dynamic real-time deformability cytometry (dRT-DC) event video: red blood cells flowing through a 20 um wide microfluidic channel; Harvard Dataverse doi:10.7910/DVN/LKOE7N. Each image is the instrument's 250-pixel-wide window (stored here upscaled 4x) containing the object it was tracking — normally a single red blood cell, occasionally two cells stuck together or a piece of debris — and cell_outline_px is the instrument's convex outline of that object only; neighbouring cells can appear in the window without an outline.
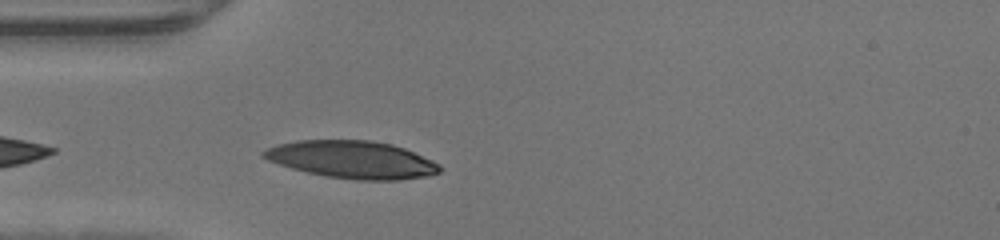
{"species": "human", "species_latin": "Homo sapiens", "temperature_condition": "warm", "stored_images_in_passage": 27, "camera_frame_rate_fps": 3000, "um_per_image_px": 0.085, "donor": {"sex": "male"}, "frame": {"image": 1, "passage_image": 2, "time_ms": 0.333, "image_size_px": [1000, 240], "cell_outline_px": [[444, 168], [440, 172], [428, 176], [400, 180], [356, 180], [324, 176], [292, 168], [268, 160], [260, 156], [260, 152], [276, 144], [296, 140], [372, 140], [392, 144], [404, 148], [432, 160], [440, 164]], "centroid_in_image_um": [29.94, 13.56], "position_along_channel_um": 55.1, "area_um2": 38.73}}
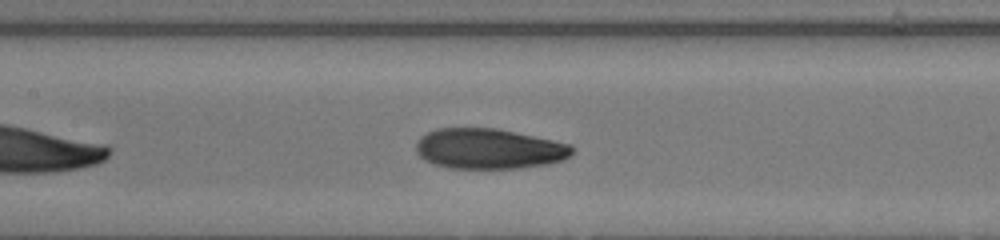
{"frame": {"image": 2, "passage_image": 10, "time_ms": 3.0, "image_size_px": [1000, 240], "cell_outline_px": [[572, 152], [564, 160], [548, 164], [520, 168], [448, 168], [432, 164], [424, 160], [416, 152], [416, 140], [420, 136], [436, 128], [496, 128], [572, 144]], "centroid_in_image_um": [41.52, 12.65], "position_along_channel_um": 165.9, "area_um2": 36.88}}
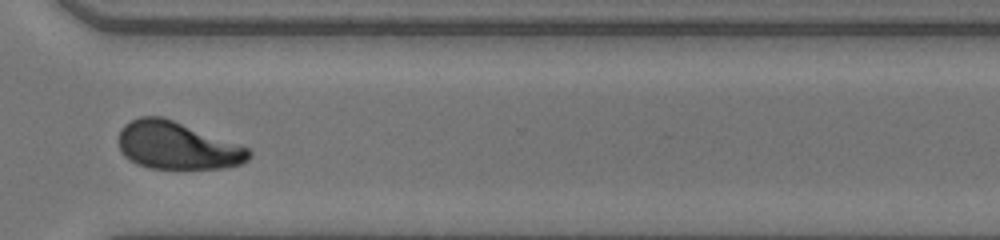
{"frame": {"image": 3, "passage_image": 23, "time_ms": 7.333, "image_size_px": [1000, 240], "cell_outline_px": [[252, 156], [248, 160], [240, 164], [224, 168], [148, 168], [136, 164], [128, 160], [120, 152], [120, 128], [124, 124], [140, 116], [164, 116], [240, 144], [248, 148], [252, 152]], "centroid_in_image_um": [15.06, 12.37], "position_along_channel_um": 355.5, "area_um2": 36.36}}